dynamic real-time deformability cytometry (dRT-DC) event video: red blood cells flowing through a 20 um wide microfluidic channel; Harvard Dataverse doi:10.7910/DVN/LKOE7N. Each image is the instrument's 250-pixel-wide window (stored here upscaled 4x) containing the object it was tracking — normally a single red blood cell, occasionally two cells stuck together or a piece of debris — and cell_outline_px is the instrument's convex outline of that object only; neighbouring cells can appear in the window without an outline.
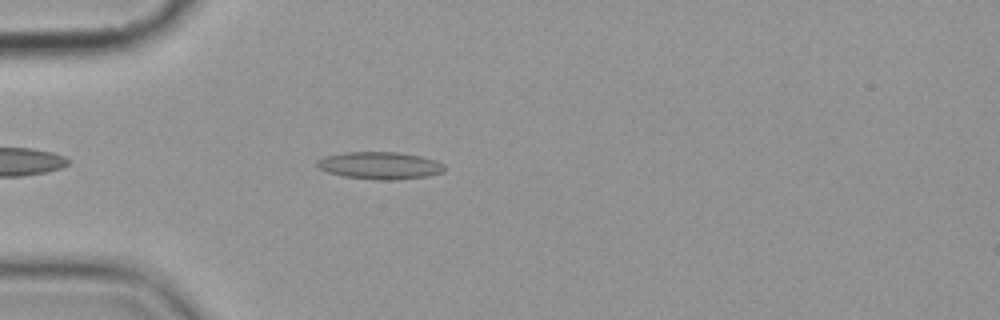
{"species": "common noctule bat (a hibernating species)", "species_latin": "Nyctalus noctula", "temperature_condition": "cold", "stored_images_in_passage": 3, "camera_frame_rate_fps": 3000, "um_per_image_px": 0.085, "animal": {"sex": "female", "body_mass_g": 19.9}, "frame": {"image": 1, "passage_image": 2, "time_ms": 1.333, "image_size_px": [1000, 320], "cell_outline_px": [[444, 172], [424, 176], [396, 180], [380, 180], [344, 176], [328, 172], [320, 168], [316, 164], [316, 160], [324, 156], [344, 152], [396, 152], [420, 156], [436, 160], [444, 164]], "centroid_in_image_um": [32.28, 14.06], "position_along_channel_um": 52.7, "area_um2": 20.17}}